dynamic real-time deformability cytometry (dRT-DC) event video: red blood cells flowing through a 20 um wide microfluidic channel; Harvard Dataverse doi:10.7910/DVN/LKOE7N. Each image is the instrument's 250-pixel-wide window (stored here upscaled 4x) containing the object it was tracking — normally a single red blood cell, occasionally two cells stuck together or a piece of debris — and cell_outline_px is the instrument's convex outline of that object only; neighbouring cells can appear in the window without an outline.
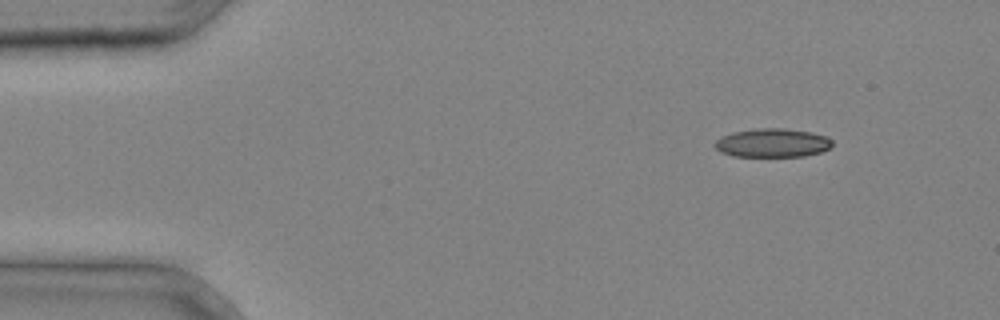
{"species": "common noctule bat (a hibernating species)", "species_latin": "Nyctalus noctula", "temperature_condition": "cold", "stored_images_in_passage": 3, "camera_frame_rate_fps": 3000, "um_per_image_px": 0.085, "animal": {"sex": "male", "body_mass_g": 20.4}, "frame": {"image": 1, "passage_image": 1, "time_ms": 0.0, "image_size_px": [1000, 320], "cell_outline_px": [[832, 144], [828, 148], [820, 152], [804, 156], [732, 156], [720, 152], [712, 144], [716, 140], [732, 132], [760, 128], [784, 128], [812, 132], [828, 136], [832, 140]], "centroid_in_image_um": [65.65, 12.14], "position_along_channel_um": 19.3, "area_um2": 19.65}}
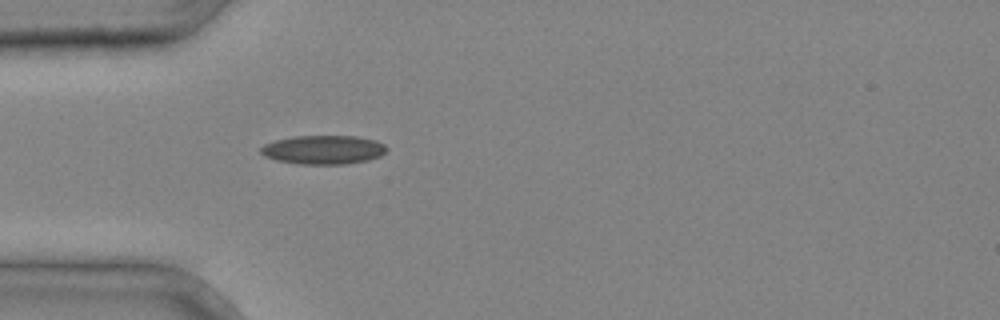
{"frame": {"image": 2, "passage_image": 3, "time_ms": 0.667, "image_size_px": [1000, 320], "cell_outline_px": [[388, 148], [380, 156], [368, 160], [344, 164], [300, 164], [276, 160], [264, 156], [260, 152], [260, 148], [264, 144], [276, 140], [292, 136], [356, 136], [376, 140], [384, 144]], "centroid_in_image_um": [27.48, 12.72], "position_along_channel_um": 57.5, "area_um2": 21.21}}